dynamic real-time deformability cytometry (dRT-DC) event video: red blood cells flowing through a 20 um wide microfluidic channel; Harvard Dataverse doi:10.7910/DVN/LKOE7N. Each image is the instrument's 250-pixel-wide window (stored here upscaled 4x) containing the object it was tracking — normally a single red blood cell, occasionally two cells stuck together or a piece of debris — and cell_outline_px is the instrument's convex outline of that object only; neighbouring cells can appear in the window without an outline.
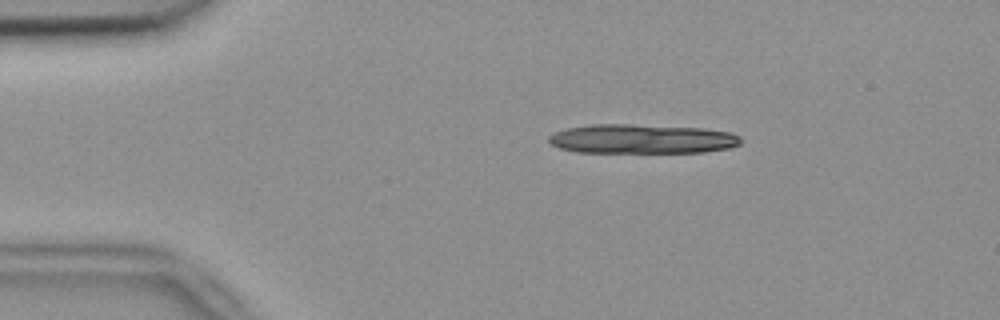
{"species": "common noctule bat (a hibernating species)", "species_latin": "Nyctalus noctula", "temperature_condition": "room temperature", "stored_images_in_passage": 15, "camera_frame_rate_fps": 3000, "um_per_image_px": 0.085, "animal": {"sex": "female", "body_mass_g": 18.4}, "frame": {"image": 1, "passage_image": 9, "time_ms": 2.667, "image_size_px": [1000, 320], "cell_outline_px": [[744, 140], [740, 144], [728, 148], [704, 152], [576, 152], [560, 148], [552, 144], [548, 140], [548, 136], [556, 132], [568, 128], [592, 124], [632, 124], [704, 128], [732, 132], [740, 136]], "centroid_in_image_um": [54.61, 11.8], "position_along_channel_um": 30.4, "area_um2": 32.95}}